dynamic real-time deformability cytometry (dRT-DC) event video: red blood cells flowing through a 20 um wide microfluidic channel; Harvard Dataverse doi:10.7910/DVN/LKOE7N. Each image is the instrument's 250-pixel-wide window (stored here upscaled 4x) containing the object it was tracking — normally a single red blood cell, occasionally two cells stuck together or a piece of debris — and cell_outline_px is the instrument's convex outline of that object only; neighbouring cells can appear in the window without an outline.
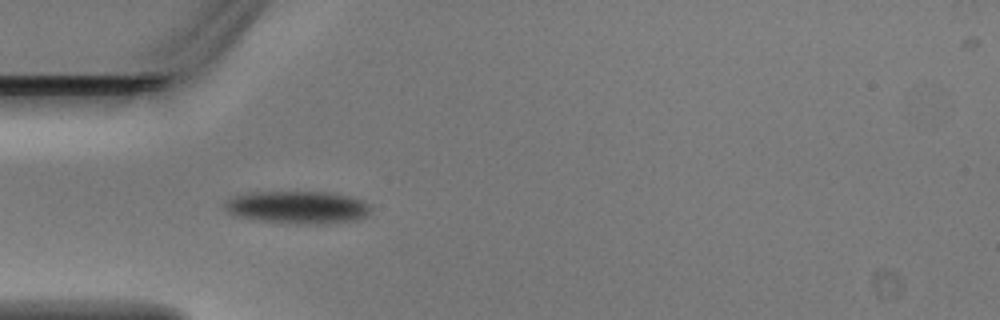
{"species": "Egyptian fruit bat (a non-hibernating species)", "species_latin": "Rousettus aegyptiacus", "temperature_condition": "warm", "stored_images_in_passage": 3, "camera_frame_rate_fps": 3000, "um_per_image_px": 0.085, "animal": {"sex": "male"}, "frame": {"image": 1, "passage_image": 2, "time_ms": 0.333, "image_size_px": [1000, 320], "cell_outline_px": [[372, 208], [364, 216], [356, 220], [324, 224], [296, 224], [260, 220], [236, 216], [228, 212], [224, 208], [224, 204], [232, 196], [248, 192], [332, 192], [364, 200]], "centroid_in_image_um": [25.3, 17.62], "position_along_channel_um": 59.7, "area_um2": 27.86}}